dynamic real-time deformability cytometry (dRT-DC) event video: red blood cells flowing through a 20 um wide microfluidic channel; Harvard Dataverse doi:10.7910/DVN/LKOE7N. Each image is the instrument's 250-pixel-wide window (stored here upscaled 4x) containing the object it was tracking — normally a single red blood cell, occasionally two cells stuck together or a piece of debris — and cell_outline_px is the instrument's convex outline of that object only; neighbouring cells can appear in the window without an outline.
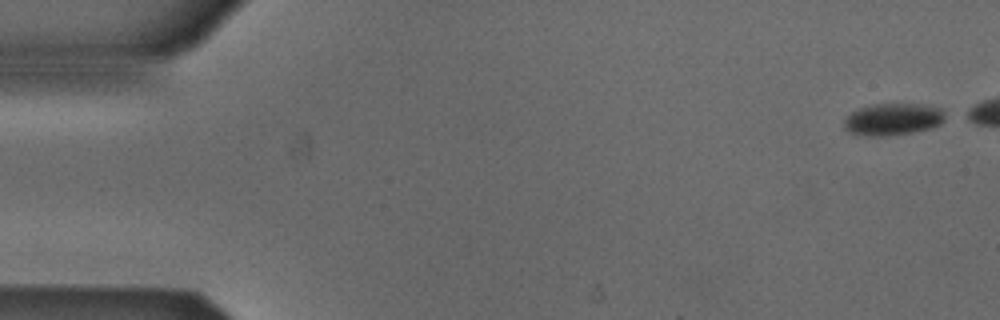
{"species": "Egyptian fruit bat (a non-hibernating species)", "species_latin": "Rousettus aegyptiacus", "temperature_condition": "cold", "stored_images_in_passage": 5, "camera_frame_rate_fps": 3000, "um_per_image_px": 0.085, "animal": {"sex": "male"}, "frame": {"image": 1, "passage_image": 1, "time_ms": 0.0, "image_size_px": [1000, 320], "cell_outline_px": [[944, 120], [940, 124], [932, 128], [912, 132], [888, 136], [856, 136], [848, 132], [844, 128], [844, 120], [852, 112], [860, 108], [876, 104], [916, 104], [940, 108], [944, 112]], "centroid_in_image_um": [75.86, 10.16], "position_along_channel_um": 9.1, "area_um2": 18.84}}